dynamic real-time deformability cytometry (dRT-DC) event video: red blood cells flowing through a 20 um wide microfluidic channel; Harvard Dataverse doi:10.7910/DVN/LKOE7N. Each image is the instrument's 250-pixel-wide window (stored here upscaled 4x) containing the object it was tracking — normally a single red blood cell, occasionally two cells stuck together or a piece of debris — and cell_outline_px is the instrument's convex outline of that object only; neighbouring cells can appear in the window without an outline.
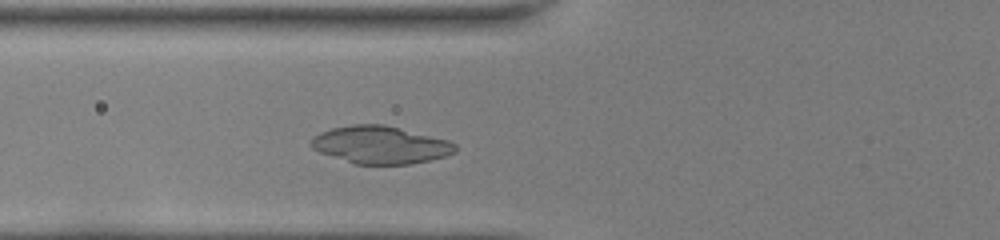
{"species": "common noctule bat (a hibernating species)", "species_latin": "Nyctalus noctula", "temperature_condition": "room temperature", "stored_images_in_passage": 39, "camera_frame_rate_fps": 3000, "um_per_image_px": 0.085, "animal": {"sex": "female", "body_mass_g": 22.0, "forearm_length_mm": 56.7}, "frame": {"image": 1, "passage_image": 9, "time_ms": 2.667, "image_size_px": [1000, 240], "cell_outline_px": [[456, 152], [444, 156], [428, 160], [408, 164], [356, 164], [320, 152], [312, 148], [308, 144], [312, 136], [320, 132], [332, 128], [352, 124], [384, 124], [448, 140], [456, 144]], "centroid_in_image_um": [32.3, 12.3], "position_along_channel_um": 93.5, "area_um2": 31.44}}
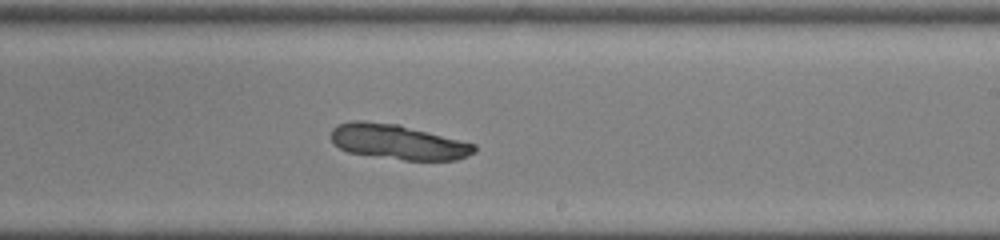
{"frame": {"image": 2, "passage_image": 21, "time_ms": 6.667, "image_size_px": [1000, 240], "cell_outline_px": [[476, 152], [456, 160], [404, 160], [348, 152], [340, 148], [332, 140], [332, 128], [336, 124], [352, 120], [364, 120], [396, 124], [476, 144]], "centroid_in_image_um": [33.81, 12.06], "position_along_channel_um": 255.2, "area_um2": 28.96}}
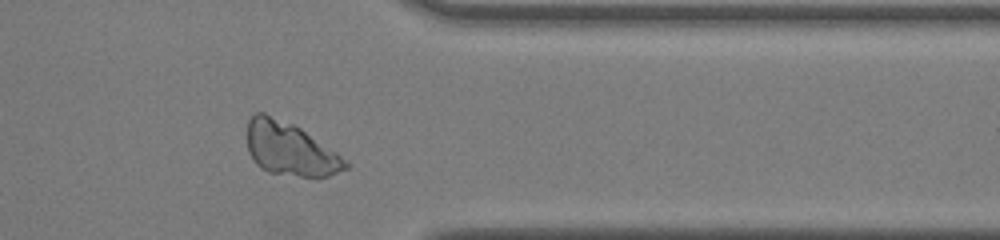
{"frame": {"image": 3, "passage_image": 31, "time_ms": 10.0, "image_size_px": [1000, 240], "cell_outline_px": [[348, 168], [328, 176], [300, 176], [268, 172], [260, 168], [252, 160], [248, 152], [248, 120], [256, 112], [264, 112], [292, 124], [300, 128], [336, 152], [348, 164]], "centroid_in_image_um": [24.6, 12.66], "position_along_channel_um": 386.8, "area_um2": 30.06}}